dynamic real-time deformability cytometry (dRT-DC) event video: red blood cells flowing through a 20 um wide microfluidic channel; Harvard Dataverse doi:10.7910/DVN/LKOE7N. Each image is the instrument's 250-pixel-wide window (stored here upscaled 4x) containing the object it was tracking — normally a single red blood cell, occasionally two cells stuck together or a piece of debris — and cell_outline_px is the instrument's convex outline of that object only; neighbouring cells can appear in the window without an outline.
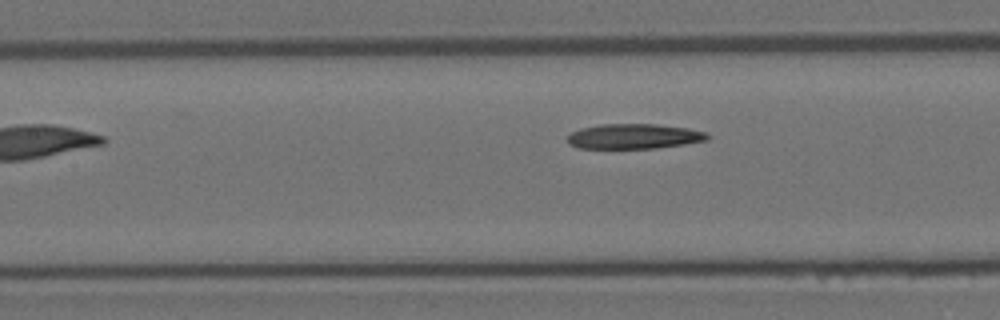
{"species": "Egyptian fruit bat (a non-hibernating species)", "species_latin": "Rousettus aegyptiacus", "temperature_condition": "room temperature", "stored_images_in_passage": 25, "camera_frame_rate_fps": 3000, "um_per_image_px": 0.085, "animal": {"sex": "female"}, "frame": {"image": 1, "passage_image": 5, "time_ms": 1.333, "image_size_px": [1000, 320], "cell_outline_px": [[708, 140], [684, 144], [656, 148], [576, 148], [568, 144], [568, 136], [572, 132], [580, 128], [600, 124], [656, 124], [688, 128], [704, 132], [708, 136]], "centroid_in_image_um": [53.85, 11.59], "position_along_channel_um": 153.6, "area_um2": 20.35}}
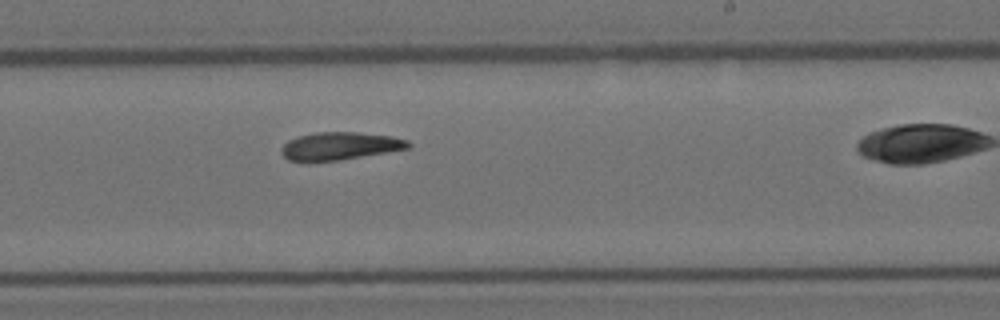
{"frame": {"image": 2, "passage_image": 14, "time_ms": 4.333, "image_size_px": [1000, 320], "cell_outline_px": [[412, 144], [408, 148], [340, 160], [308, 164], [288, 160], [280, 152], [280, 148], [288, 140], [296, 136], [316, 132], [356, 132], [392, 136], [408, 140]], "centroid_in_image_um": [28.79, 12.43], "position_along_channel_um": 260.2, "area_um2": 21.04}}
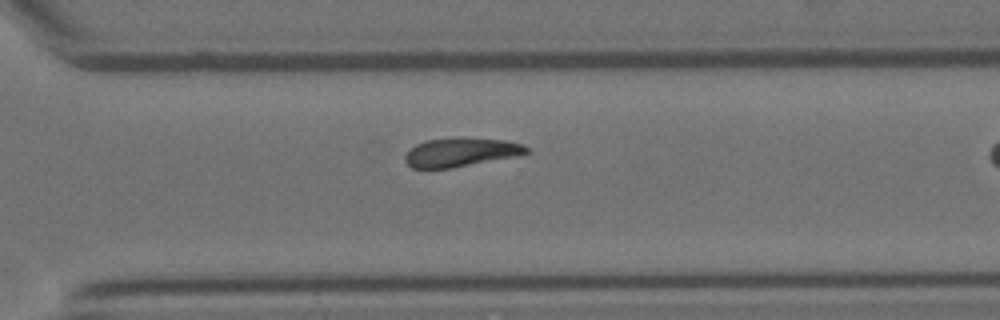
{"frame": {"image": 3, "passage_image": 20, "time_ms": 6.333, "image_size_px": [1000, 320], "cell_outline_px": [[532, 152], [516, 156], [452, 168], [412, 168], [404, 160], [404, 156], [416, 144], [428, 140], [504, 140], [520, 144], [528, 148]], "centroid_in_image_um": [39.17, 12.99], "position_along_channel_um": 331.4, "area_um2": 19.36}}